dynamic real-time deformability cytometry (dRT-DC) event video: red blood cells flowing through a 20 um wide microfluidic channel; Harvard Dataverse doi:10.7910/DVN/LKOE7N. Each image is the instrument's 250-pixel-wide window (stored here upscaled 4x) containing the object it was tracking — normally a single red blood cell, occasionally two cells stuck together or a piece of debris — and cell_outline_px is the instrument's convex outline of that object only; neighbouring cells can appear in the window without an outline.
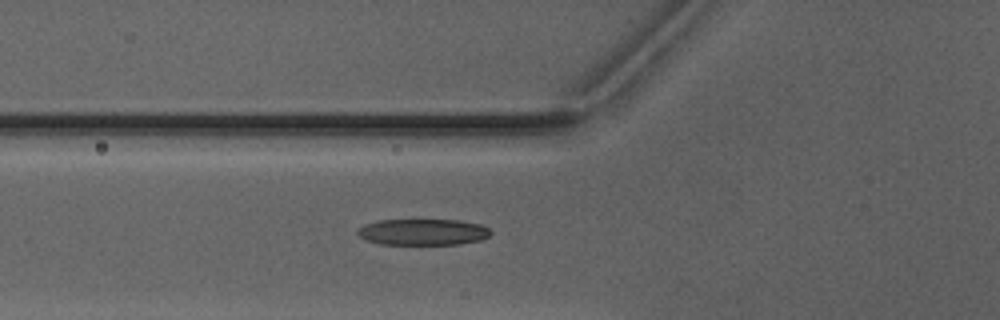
{"species": "Egyptian fruit bat (a non-hibernating species)", "species_latin": "Rousettus aegyptiacus", "temperature_condition": "warm", "stored_images_in_passage": 43, "camera_frame_rate_fps": 3000, "um_per_image_px": 0.085, "animal": {"sex": "male"}, "frame": {"image": 1, "passage_image": 13, "time_ms": 4.0, "image_size_px": [1000, 320], "cell_outline_px": [[492, 232], [488, 236], [480, 240], [460, 244], [380, 244], [364, 240], [356, 232], [364, 224], [380, 220], [456, 220], [480, 224], [488, 228]], "centroid_in_image_um": [35.93, 19.72], "position_along_channel_um": 89.9, "area_um2": 20.29}}
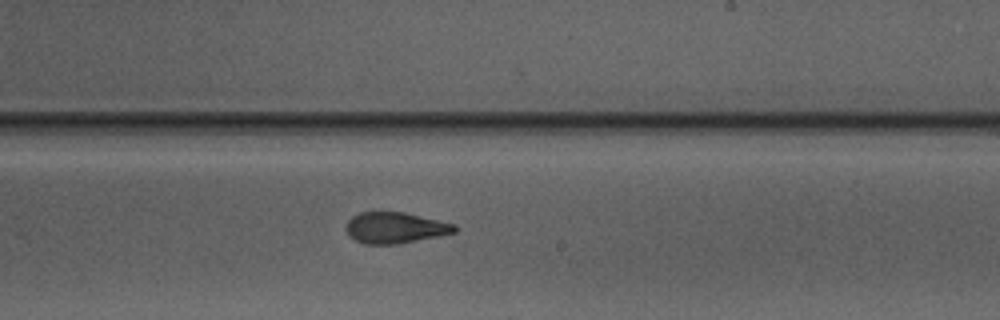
{"frame": {"image": 2, "passage_image": 25, "time_ms": 8.0, "image_size_px": [1000, 320], "cell_outline_px": [[460, 228], [456, 232], [440, 236], [396, 244], [364, 244], [348, 236], [344, 228], [348, 220], [352, 216], [360, 212], [404, 212], [456, 224]], "centroid_in_image_um": [33.59, 19.36], "position_along_channel_um": 255.4, "area_um2": 19.88}}
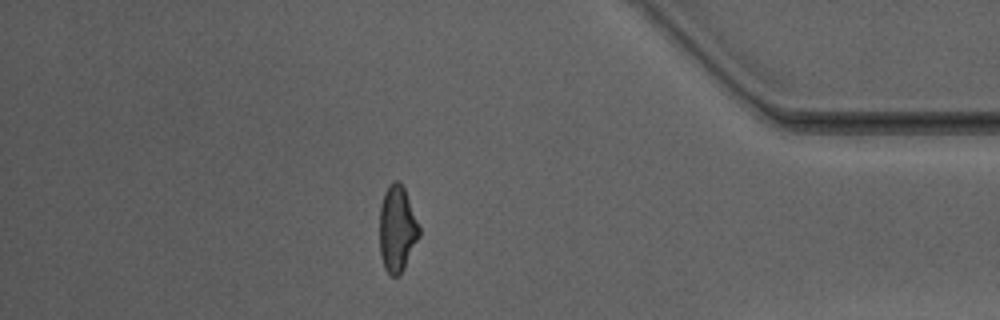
{"frame": {"image": 3, "passage_image": 38, "time_ms": 12.333, "image_size_px": [1000, 320], "cell_outline_px": [[420, 236], [400, 276], [392, 276], [384, 268], [380, 256], [380, 204], [384, 192], [396, 180], [400, 180], [404, 188], [420, 228]], "centroid_in_image_um": [33.75, 19.48], "position_along_channel_um": 401.4, "area_um2": 19.83}}